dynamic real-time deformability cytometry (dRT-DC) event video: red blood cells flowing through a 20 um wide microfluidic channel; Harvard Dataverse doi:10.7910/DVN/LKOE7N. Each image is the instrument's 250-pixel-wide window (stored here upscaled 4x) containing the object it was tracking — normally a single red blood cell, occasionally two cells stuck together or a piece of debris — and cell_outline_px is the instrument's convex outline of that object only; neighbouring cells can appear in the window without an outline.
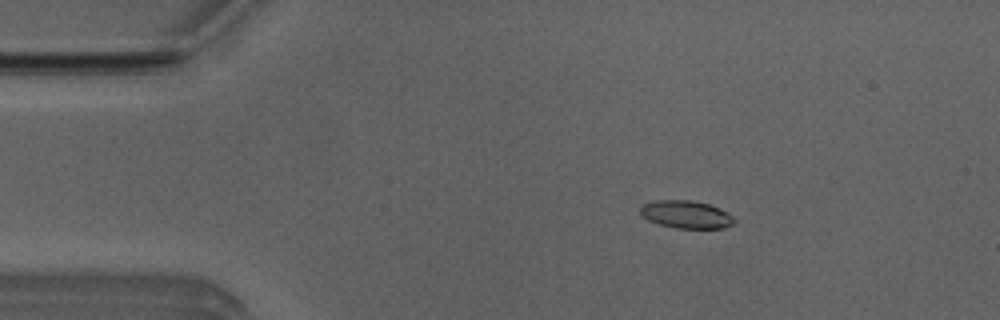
{"species": "Egyptian fruit bat (a non-hibernating species)", "species_latin": "Rousettus aegyptiacus", "temperature_condition": "room temperature", "stored_images_in_passage": 4, "segment_of_instrument_passage": [1, 2], "camera_frame_rate_fps": 3000, "um_per_image_px": 0.085, "animal": {"sex": "male"}, "frame": {"image": 1, "passage_image": 2, "time_ms": 0.333, "image_size_px": [1000, 320], "cell_outline_px": [[736, 220], [732, 224], [724, 228], [676, 228], [660, 224], [648, 220], [640, 212], [640, 208], [644, 204], [656, 200], [692, 200], [708, 204], [720, 208], [732, 216]], "centroid_in_image_um": [58.34, 18.22], "position_along_channel_um": 26.7, "area_um2": 15.03}}